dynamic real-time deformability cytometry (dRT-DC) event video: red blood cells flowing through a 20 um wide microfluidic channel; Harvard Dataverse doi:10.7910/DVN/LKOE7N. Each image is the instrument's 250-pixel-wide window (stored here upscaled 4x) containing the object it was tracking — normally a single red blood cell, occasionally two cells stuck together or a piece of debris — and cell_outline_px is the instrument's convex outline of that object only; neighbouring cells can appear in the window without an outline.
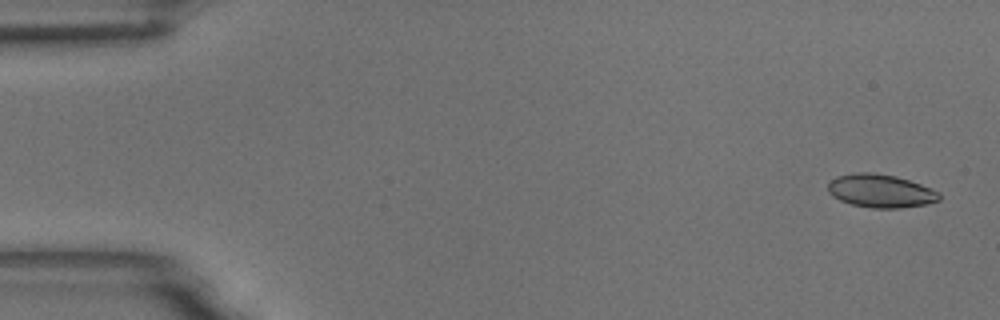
{"species": "common noctule bat (a hibernating species)", "species_latin": "Nyctalus noctula", "temperature_condition": "room temperature", "stored_images_in_passage": 5, "camera_frame_rate_fps": 3000, "um_per_image_px": 0.085, "animal": {"sex": "male", "body_mass_g": 18.8}, "frame": {"image": 1, "passage_image": 1, "time_ms": 0.0, "image_size_px": [1000, 320], "cell_outline_px": [[940, 200], [928, 204], [900, 208], [872, 208], [852, 204], [840, 200], [832, 196], [828, 192], [828, 180], [836, 176], [856, 172], [872, 172], [896, 176], [932, 188], [940, 192]], "centroid_in_image_um": [74.84, 16.22], "position_along_channel_um": 10.2, "area_um2": 21.79}}
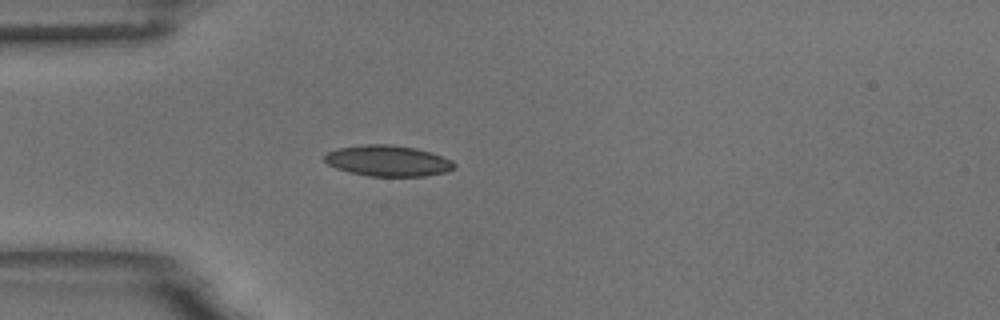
{"frame": {"image": 2, "passage_image": 5, "time_ms": 1.333, "image_size_px": [1000, 320], "cell_outline_px": [[456, 168], [448, 172], [424, 176], [368, 176], [348, 172], [336, 168], [328, 164], [324, 160], [324, 156], [328, 152], [336, 148], [364, 144], [392, 144], [416, 148], [432, 152], [452, 160], [456, 164]], "centroid_in_image_um": [33.0, 13.66], "position_along_channel_um": 52.0, "area_um2": 23.7}}